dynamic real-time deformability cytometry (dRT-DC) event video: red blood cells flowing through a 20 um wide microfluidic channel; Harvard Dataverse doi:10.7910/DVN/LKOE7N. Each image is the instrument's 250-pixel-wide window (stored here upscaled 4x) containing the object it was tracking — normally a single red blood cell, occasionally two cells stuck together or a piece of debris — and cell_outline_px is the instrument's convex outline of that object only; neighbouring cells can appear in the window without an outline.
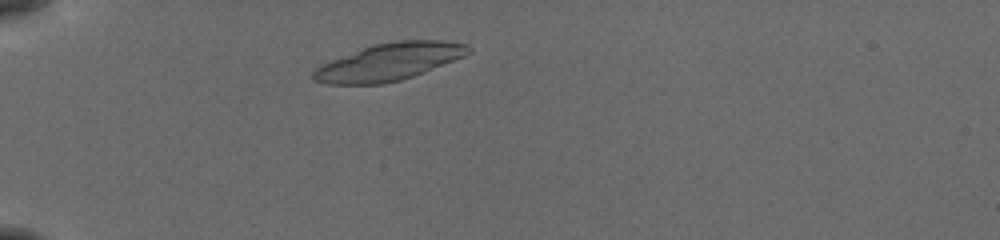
{"species": "common noctule bat (a hibernating species)", "species_latin": "Nyctalus noctula", "temperature_condition": "cold", "stored_images_in_passage": 42, "camera_frame_rate_fps": 3000, "um_per_image_px": 0.085, "animal": {"sex": "female", "body_mass_g": 19.5, "forearm_length_mm": 54.1}, "frame": {"image": 1, "passage_image": 5, "time_ms": 1.333, "image_size_px": [1000, 240], "cell_outline_px": [[472, 52], [464, 56], [424, 72], [400, 80], [384, 84], [328, 84], [312, 80], [312, 72], [316, 68], [332, 60], [372, 44], [396, 40], [444, 40], [468, 44], [472, 48]], "centroid_in_image_um": [33.11, 5.25], "position_along_channel_um": 51.9, "area_um2": 33.52}}